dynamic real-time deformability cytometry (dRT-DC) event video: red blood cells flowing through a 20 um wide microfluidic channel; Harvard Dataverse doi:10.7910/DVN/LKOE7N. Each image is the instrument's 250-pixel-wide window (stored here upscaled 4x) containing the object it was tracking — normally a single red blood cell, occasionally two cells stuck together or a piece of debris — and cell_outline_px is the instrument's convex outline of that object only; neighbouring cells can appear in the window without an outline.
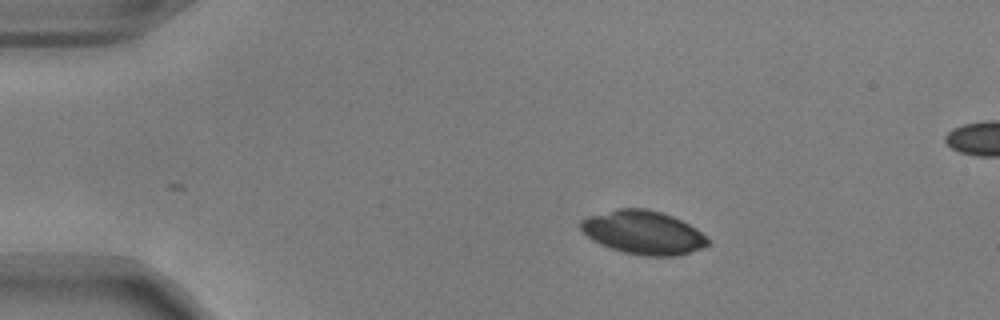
{"species": "common noctule bat (a hibernating species)", "species_latin": "Nyctalus noctula", "temperature_condition": "warm", "stored_images_in_passage": 45, "camera_frame_rate_fps": 3000, "um_per_image_px": 0.085, "animal": {"sex": "male", "body_mass_g": 17.9, "forearm_length_mm": 54.2}, "frame": {"image": 1, "passage_image": 1, "time_ms": 0.0, "image_size_px": [1000, 320], "cell_outline_px": [[712, 244], [704, 248], [676, 256], [644, 256], [624, 252], [600, 244], [592, 240], [580, 228], [580, 220], [588, 216], [616, 208], [648, 208], [672, 216], [696, 228], [708, 236]], "centroid_in_image_um": [54.71, 19.76], "position_along_channel_um": 30.3, "area_um2": 32.48}}
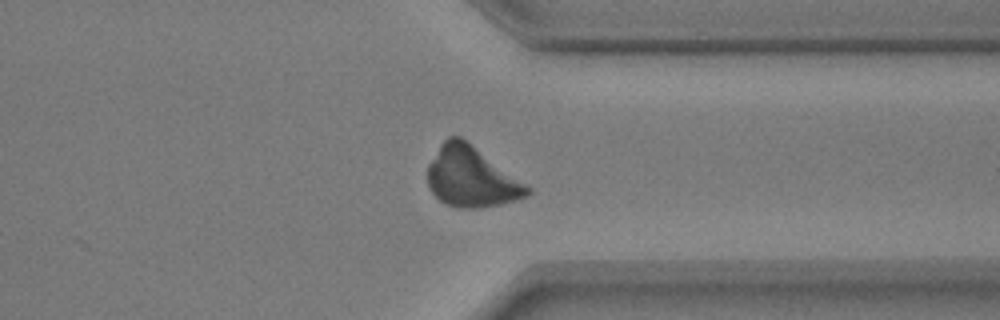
{"frame": {"image": 2, "passage_image": 33, "time_ms": 10.667, "image_size_px": [1000, 320], "cell_outline_px": [[532, 192], [528, 196], [516, 200], [500, 204], [480, 208], [456, 208], [444, 204], [428, 188], [428, 164], [440, 144], [448, 136], [460, 136], [528, 184], [532, 188]], "centroid_in_image_um": [40.08, 15.06], "position_along_channel_um": 371.3, "area_um2": 35.26}}
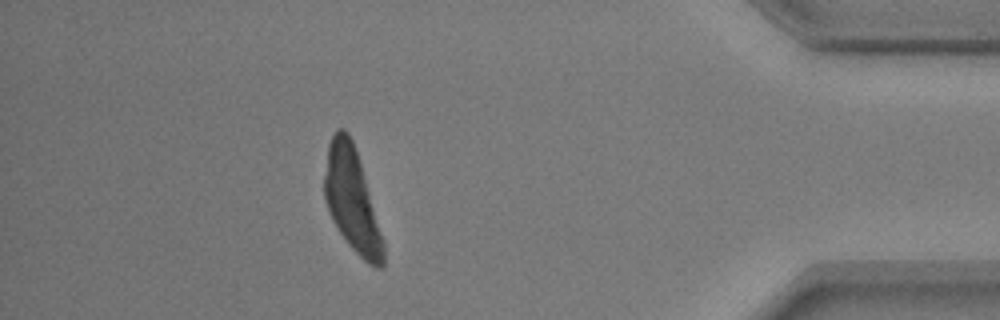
{"frame": {"image": 3, "passage_image": 39, "time_ms": 12.667, "image_size_px": [1000, 320], "cell_outline_px": [[384, 268], [376, 268], [368, 264], [348, 244], [332, 220], [328, 212], [324, 200], [324, 176], [328, 144], [336, 128], [344, 128], [348, 132], [352, 140], [360, 164], [384, 240]], "centroid_in_image_um": [29.9, 17.01], "position_along_channel_um": 405.3, "area_um2": 35.2}}